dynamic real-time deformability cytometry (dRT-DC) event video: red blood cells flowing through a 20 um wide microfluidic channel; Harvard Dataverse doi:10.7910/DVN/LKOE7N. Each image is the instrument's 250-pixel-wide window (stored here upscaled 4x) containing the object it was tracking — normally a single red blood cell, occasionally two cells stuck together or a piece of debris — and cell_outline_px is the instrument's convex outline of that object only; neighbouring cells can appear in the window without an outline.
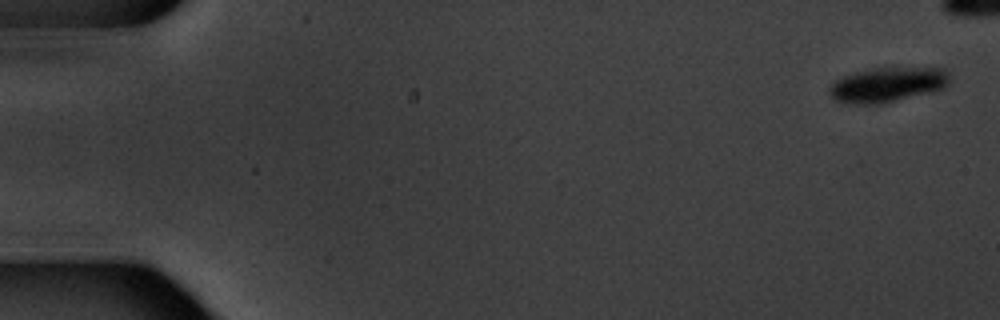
{"species": "common noctule bat (a hibernating species)", "species_latin": "Nyctalus noctula", "temperature_condition": "warm", "stored_images_in_passage": 7, "segment_of_instrument_passage": [2, 2], "camera_frame_rate_fps": 3000, "um_per_image_px": 0.085, "animal": {"sex": "male", "body_mass_g": 20.1, "forearm_length_mm": 53.5}, "frame": {"image": 1, "passage_image": 7, "time_ms": 7.0, "image_size_px": [1000, 320], "cell_outline_px": [[952, 80], [944, 88], [932, 92], [880, 104], [856, 104], [836, 100], [828, 92], [828, 88], [836, 80], [844, 76], [856, 72], [872, 68], [944, 68], [948, 72]], "centroid_in_image_um": [75.49, 7.2], "position_along_channel_um": 9.5, "area_um2": 24.33}}